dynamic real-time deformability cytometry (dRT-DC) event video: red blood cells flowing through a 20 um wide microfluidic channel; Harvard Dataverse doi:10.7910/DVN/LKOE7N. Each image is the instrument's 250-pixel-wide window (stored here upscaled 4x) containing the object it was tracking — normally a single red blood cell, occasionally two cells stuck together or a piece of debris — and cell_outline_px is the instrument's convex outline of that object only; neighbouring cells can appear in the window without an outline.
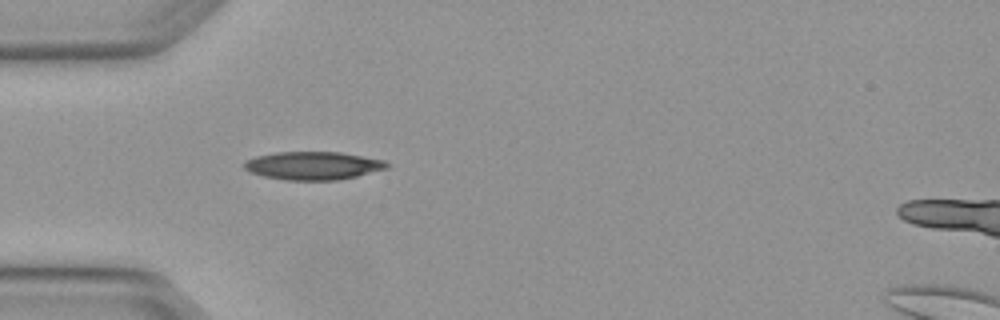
{"species": "Egyptian fruit bat (a non-hibernating species)", "species_latin": "Rousettus aegyptiacus", "temperature_condition": "warm", "stored_images_in_passage": 1, "camera_frame_rate_fps": 3000, "um_per_image_px": 0.085, "animal": {"sex": "female"}, "frame": {"image": 1, "passage_image": 1, "time_ms": 0.0, "image_size_px": [1000, 320], "cell_outline_px": [[388, 168], [356, 176], [336, 180], [284, 180], [264, 176], [248, 172], [244, 168], [244, 160], [256, 156], [276, 152], [340, 152], [384, 160], [388, 164]], "centroid_in_image_um": [26.57, 14.08], "position_along_channel_um": 58.4, "area_um2": 23.35}}